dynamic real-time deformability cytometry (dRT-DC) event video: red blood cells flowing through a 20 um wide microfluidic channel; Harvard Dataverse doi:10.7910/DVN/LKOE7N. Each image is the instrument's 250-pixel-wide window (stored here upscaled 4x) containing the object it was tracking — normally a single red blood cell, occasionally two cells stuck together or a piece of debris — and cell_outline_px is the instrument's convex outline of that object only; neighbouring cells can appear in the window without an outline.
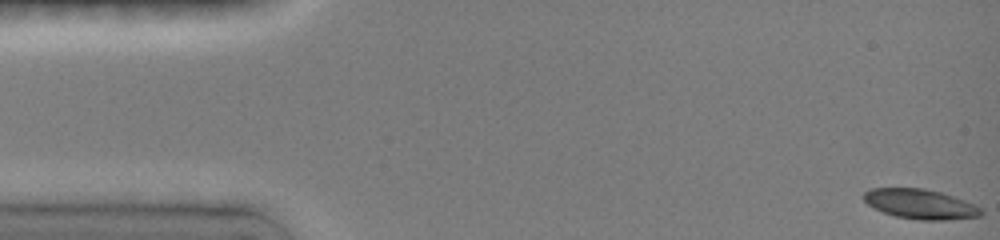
{"species": "common noctule bat (a hibernating species)", "species_latin": "Nyctalus noctula", "temperature_condition": "room temperature", "stored_images_in_passage": 47, "camera_frame_rate_fps": 3000, "um_per_image_px": 0.085, "animal": {"sex": "female", "body_mass_g": 19.0, "forearm_length_mm": 51.5}, "frame": {"image": 1, "passage_image": 1, "time_ms": 0.0, "image_size_px": [1000, 240], "cell_outline_px": [[984, 212], [980, 216], [944, 220], [916, 220], [896, 216], [884, 212], [868, 204], [864, 200], [864, 192], [872, 188], [924, 188], [940, 192], [976, 204]], "centroid_in_image_um": [78.25, 17.34], "position_along_channel_um": 6.8, "area_um2": 20.23}}
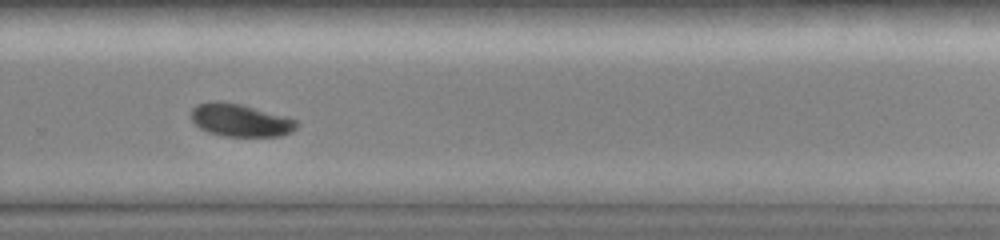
{"frame": {"image": 2, "passage_image": 33, "time_ms": 10.667, "image_size_px": [1000, 240], "cell_outline_px": [[300, 124], [292, 132], [280, 136], [224, 136], [208, 132], [200, 128], [192, 120], [192, 108], [196, 104], [216, 100], [220, 100], [240, 104], [284, 116], [296, 120]], "centroid_in_image_um": [20.42, 10.22], "position_along_channel_um": 309.4, "area_um2": 20.06}}
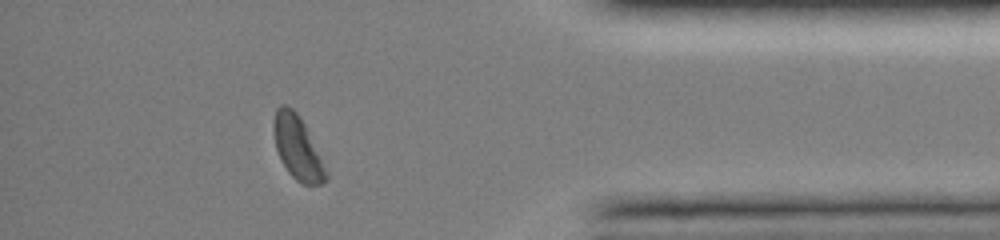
{"frame": {"image": 3, "passage_image": 42, "time_ms": 13.667, "image_size_px": [1000, 240], "cell_outline_px": [[328, 180], [320, 184], [300, 184], [288, 172], [280, 160], [276, 148], [272, 128], [272, 124], [276, 108], [280, 104], [284, 104], [292, 108], [300, 116], [328, 172]], "centroid_in_image_um": [25.26, 12.55], "position_along_channel_um": 409.9, "area_um2": 19.42}, "authors_computed_cell_mechanics": {"area_um2": 20.2878, "velocity_mm_per_s": 4.0095, "shape_relaxation_time_tau1_ms": 1.9593, "shape_relaxation_time_tau2_ms": null, "deformation_change_tau1": 0.1204, "deformation_change_tau2": null}}